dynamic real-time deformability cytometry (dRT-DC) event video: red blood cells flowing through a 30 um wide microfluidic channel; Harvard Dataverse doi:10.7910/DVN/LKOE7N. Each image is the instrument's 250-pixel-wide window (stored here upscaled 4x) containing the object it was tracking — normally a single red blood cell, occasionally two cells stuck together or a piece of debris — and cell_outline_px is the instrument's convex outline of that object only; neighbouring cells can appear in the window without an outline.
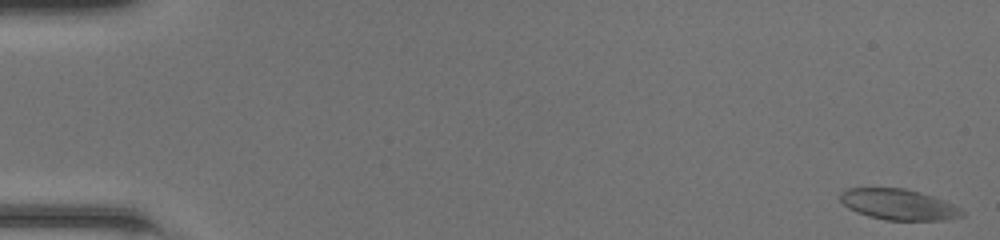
{"species": "common noctule bat (a hibernating species)", "species_latin": "Nyctalus noctula", "temperature_condition": "room temperature", "stored_images_in_passage": 49, "camera_frame_rate_fps": 3000, "um_per_image_px": 0.085, "animal": {"sex": "female", "body_mass_g": 20.0, "forearm_length_mm": 54.0}, "frame": {"image": 1, "passage_image": 1, "time_ms": 0.0, "image_size_px": [1000, 240], "cell_outline_px": [[964, 216], [940, 220], [888, 220], [868, 216], [856, 212], [848, 208], [840, 200], [840, 192], [848, 188], [904, 188], [932, 196], [952, 204], [960, 208], [964, 212]], "centroid_in_image_um": [76.35, 17.38], "position_along_channel_um": 8.7, "area_um2": 21.68}}
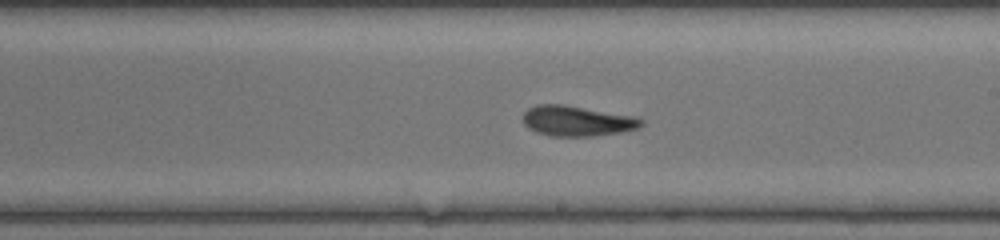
{"frame": {"image": 2, "passage_image": 29, "time_ms": 9.333, "image_size_px": [1000, 240], "cell_outline_px": [[644, 124], [636, 128], [620, 132], [592, 136], [552, 136], [536, 132], [528, 128], [524, 124], [524, 112], [528, 108], [536, 104], [564, 104], [632, 116], [644, 120]], "centroid_in_image_um": [49.01, 10.27], "position_along_channel_um": 240.0, "area_um2": 20.75}}
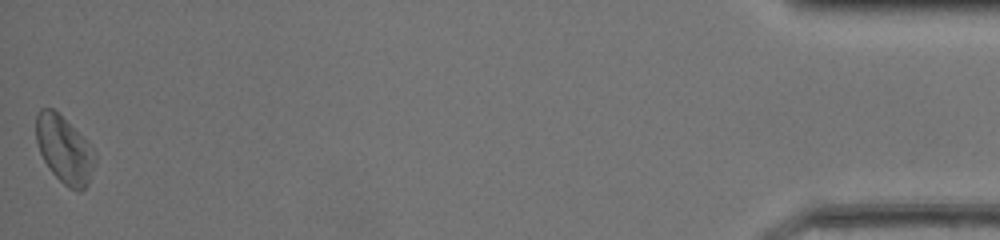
{"frame": {"image": 3, "passage_image": 49, "time_ms": 16.0, "image_size_px": [1000, 240], "cell_outline_px": [[96, 164], [88, 184], [80, 192], [68, 188], [48, 168], [40, 152], [36, 140], [36, 112], [40, 108], [52, 108], [92, 148], [96, 156]], "centroid_in_image_um": [5.46, 12.76], "position_along_channel_um": 429.7, "area_um2": 22.66}, "authors_computed_cell_mechanics": {"area_um2": 21.1548, "velocity_mm_per_s": 4.2435, "shape_relaxation_time_tau1_ms": 7.2628, "shape_relaxation_time_tau2_ms": 3.9857, "deformation_change_tau1": 0.176, "deformation_change_tau2": 0.12}}